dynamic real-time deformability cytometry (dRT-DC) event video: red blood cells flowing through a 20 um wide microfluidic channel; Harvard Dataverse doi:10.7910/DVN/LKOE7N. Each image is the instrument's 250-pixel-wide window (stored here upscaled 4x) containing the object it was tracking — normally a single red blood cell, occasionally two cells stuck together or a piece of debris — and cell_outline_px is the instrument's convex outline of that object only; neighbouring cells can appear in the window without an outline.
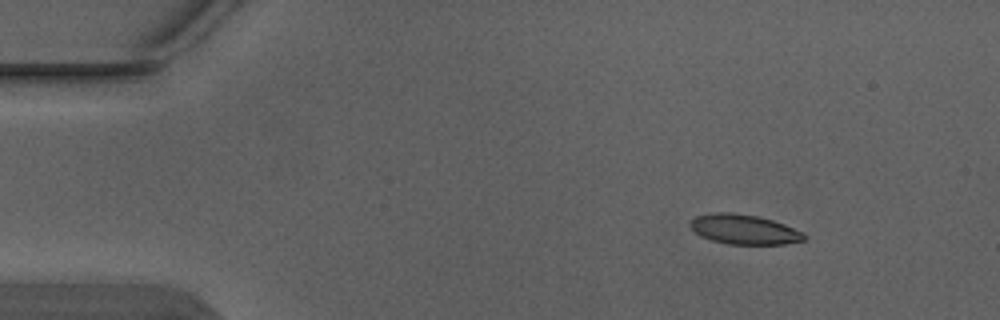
{"species": "Egyptian fruit bat (a non-hibernating species)", "species_latin": "Rousettus aegyptiacus", "temperature_condition": "warm", "stored_images_in_passage": 3, "camera_frame_rate_fps": 3000, "um_per_image_px": 0.085, "animal": {"sex": "male"}, "frame": {"image": 1, "passage_image": 1, "time_ms": 0.0, "image_size_px": [1000, 320], "cell_outline_px": [[808, 236], [804, 240], [784, 244], [728, 244], [712, 240], [700, 236], [688, 224], [696, 216], [716, 212], [732, 212], [756, 216], [772, 220], [784, 224], [804, 232]], "centroid_in_image_um": [63.27, 19.5], "position_along_channel_um": 21.7, "area_um2": 19.71}}